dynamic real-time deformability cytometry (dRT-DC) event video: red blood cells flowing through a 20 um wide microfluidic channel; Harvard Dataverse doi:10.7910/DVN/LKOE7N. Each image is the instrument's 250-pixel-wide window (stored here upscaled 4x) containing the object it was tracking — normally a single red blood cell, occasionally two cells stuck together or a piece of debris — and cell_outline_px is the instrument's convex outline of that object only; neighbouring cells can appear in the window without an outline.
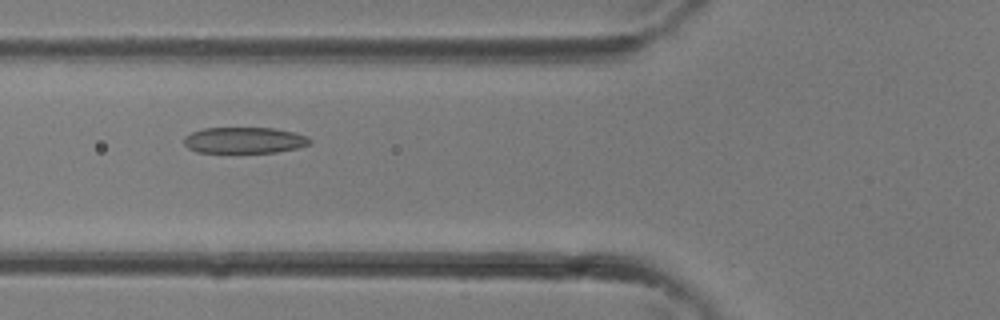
{"species": "common noctule bat (a hibernating species)", "species_latin": "Nyctalus noctula", "temperature_condition": "room temperature", "stored_images_in_passage": 20, "camera_frame_rate_fps": 3000, "um_per_image_px": 0.085, "animal": {"sex": "female"}, "frame": {"image": 1, "passage_image": 6, "time_ms": 1.667, "image_size_px": [1000, 320], "cell_outline_px": [[312, 144], [296, 148], [276, 152], [196, 152], [188, 148], [184, 144], [184, 136], [192, 132], [204, 128], [272, 128], [292, 132], [308, 136], [312, 140]], "centroid_in_image_um": [20.77, 11.92], "position_along_channel_um": 105.0, "area_um2": 19.13}}
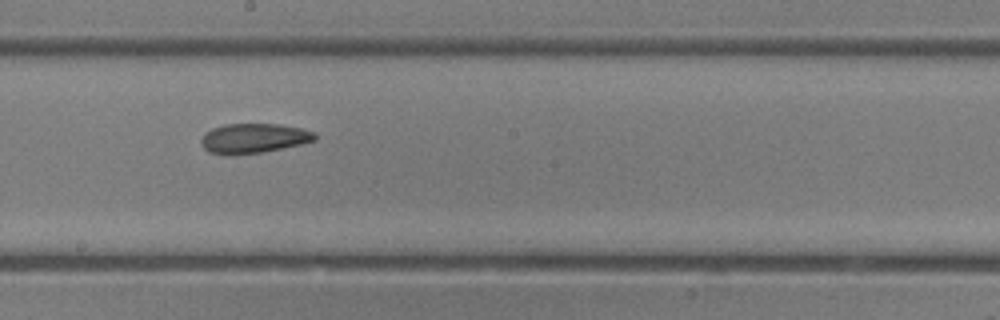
{"frame": {"image": 2, "passage_image": 12, "time_ms": 3.667, "image_size_px": [1000, 320], "cell_outline_px": [[316, 140], [300, 144], [264, 152], [232, 156], [224, 156], [208, 152], [200, 144], [200, 140], [204, 132], [212, 128], [224, 124], [280, 124], [300, 128], [312, 132], [316, 136]], "centroid_in_image_um": [21.47, 11.77], "position_along_channel_um": 226.7, "area_um2": 20.0}}
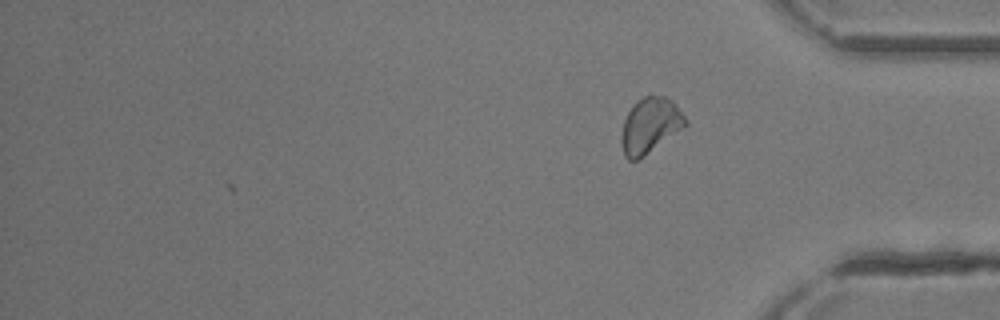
{"frame": {"image": 3, "passage_image": 20, "time_ms": 6.333, "image_size_px": [1000, 320], "cell_outline_px": [[688, 124], [684, 128], [644, 156], [636, 160], [628, 160], [624, 156], [620, 140], [620, 136], [624, 120], [632, 104], [636, 100], [644, 96], [664, 96], [672, 100], [688, 120]], "centroid_in_image_um": [55.25, 10.67], "position_along_channel_um": 379.9, "area_um2": 20.87}}